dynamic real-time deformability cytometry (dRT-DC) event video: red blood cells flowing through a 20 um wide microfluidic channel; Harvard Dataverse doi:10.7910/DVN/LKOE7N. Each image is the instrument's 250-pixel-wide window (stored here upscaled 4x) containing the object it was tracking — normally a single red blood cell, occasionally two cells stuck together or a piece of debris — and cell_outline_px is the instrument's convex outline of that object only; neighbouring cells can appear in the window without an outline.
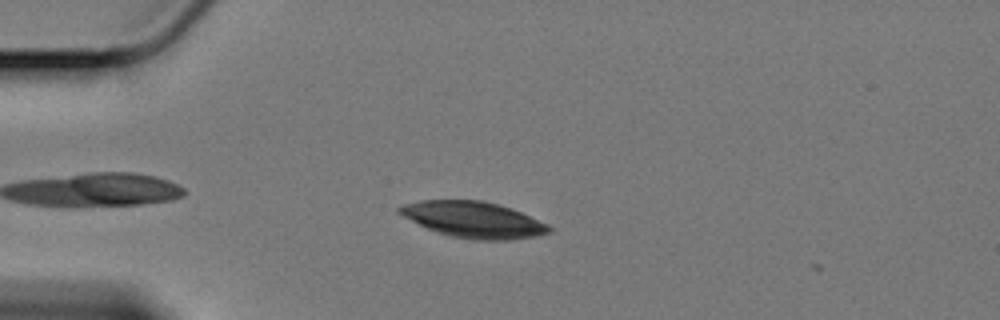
{"species": "Egyptian fruit bat (a non-hibernating species)", "species_latin": "Rousettus aegyptiacus", "temperature_condition": "cold", "stored_images_in_passage": 47, "camera_frame_rate_fps": 3000, "um_per_image_px": 0.085, "animal": {"sex": "female"}, "frame": {"image": 1, "passage_image": 6, "time_ms": 1.667, "image_size_px": [1000, 320], "cell_outline_px": [[552, 232], [536, 236], [512, 240], [472, 240], [452, 236], [436, 232], [396, 212], [396, 208], [404, 204], [420, 200], [484, 200], [520, 212], [548, 224], [552, 228]], "centroid_in_image_um": [40.25, 18.68], "position_along_channel_um": 44.7, "area_um2": 31.33}}
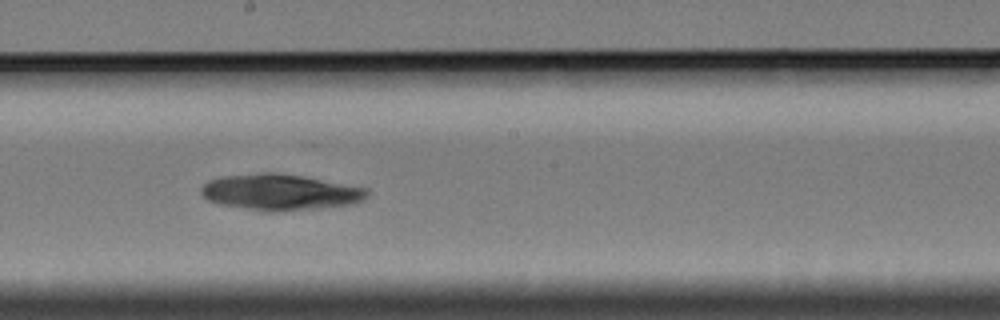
{"frame": {"image": 2, "passage_image": 24, "time_ms": 7.667, "image_size_px": [1000, 320], "cell_outline_px": [[368, 196], [364, 200], [356, 204], [320, 208], [276, 212], [264, 212], [220, 204], [208, 200], [200, 192], [200, 188], [208, 180], [220, 176], [264, 172], [272, 172], [304, 176], [368, 188]], "centroid_in_image_um": [23.83, 16.34], "position_along_channel_um": 224.4, "area_um2": 35.37}}
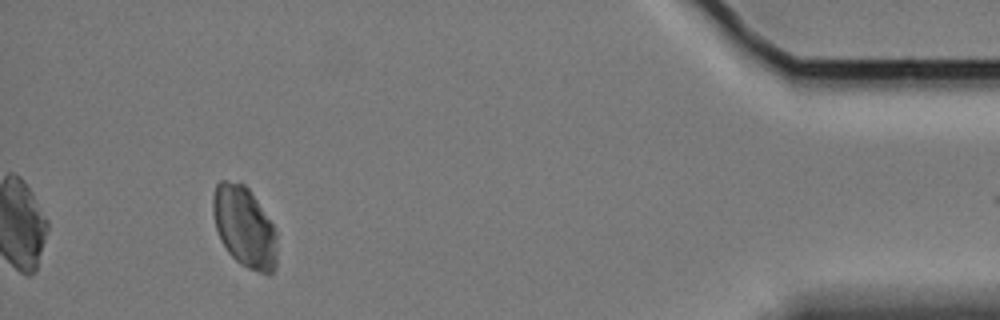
{"frame": {"image": 3, "passage_image": 46, "time_ms": 15.0, "image_size_px": [1000, 320], "cell_outline_px": [[276, 264], [272, 272], [268, 276], [248, 268], [240, 264], [228, 252], [220, 240], [216, 228], [212, 212], [212, 196], [216, 184], [220, 180], [228, 180], [244, 184], [248, 188], [272, 224], [276, 232]], "centroid_in_image_um": [20.75, 19.29], "position_along_channel_um": 414.5, "area_um2": 30.17}}